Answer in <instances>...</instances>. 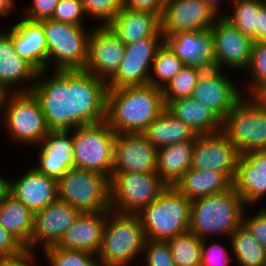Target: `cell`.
Instances as JSON below:
<instances>
[{
	"instance_id": "obj_1",
	"label": "cell",
	"mask_w": 266,
	"mask_h": 266,
	"mask_svg": "<svg viewBox=\"0 0 266 266\" xmlns=\"http://www.w3.org/2000/svg\"><path fill=\"white\" fill-rule=\"evenodd\" d=\"M44 72L46 70L38 72V83L35 81L32 86L13 92L31 91L34 94L49 130L70 131L79 126L106 121V81L86 70H54L51 78L42 80Z\"/></svg>"
},
{
	"instance_id": "obj_2",
	"label": "cell",
	"mask_w": 266,
	"mask_h": 266,
	"mask_svg": "<svg viewBox=\"0 0 266 266\" xmlns=\"http://www.w3.org/2000/svg\"><path fill=\"white\" fill-rule=\"evenodd\" d=\"M165 109L162 89L150 84L107 92L106 122L115 133H143Z\"/></svg>"
},
{
	"instance_id": "obj_3",
	"label": "cell",
	"mask_w": 266,
	"mask_h": 266,
	"mask_svg": "<svg viewBox=\"0 0 266 266\" xmlns=\"http://www.w3.org/2000/svg\"><path fill=\"white\" fill-rule=\"evenodd\" d=\"M246 206L231 187L225 192L208 195L191 202L189 232L200 239L208 234L230 235L243 223Z\"/></svg>"
},
{
	"instance_id": "obj_4",
	"label": "cell",
	"mask_w": 266,
	"mask_h": 266,
	"mask_svg": "<svg viewBox=\"0 0 266 266\" xmlns=\"http://www.w3.org/2000/svg\"><path fill=\"white\" fill-rule=\"evenodd\" d=\"M191 202L174 186H168L138 213L145 238L167 241L189 232Z\"/></svg>"
},
{
	"instance_id": "obj_5",
	"label": "cell",
	"mask_w": 266,
	"mask_h": 266,
	"mask_svg": "<svg viewBox=\"0 0 266 266\" xmlns=\"http://www.w3.org/2000/svg\"><path fill=\"white\" fill-rule=\"evenodd\" d=\"M145 235L138 214L109 210L97 253L101 266H125L144 250Z\"/></svg>"
},
{
	"instance_id": "obj_6",
	"label": "cell",
	"mask_w": 266,
	"mask_h": 266,
	"mask_svg": "<svg viewBox=\"0 0 266 266\" xmlns=\"http://www.w3.org/2000/svg\"><path fill=\"white\" fill-rule=\"evenodd\" d=\"M73 132L74 168L112 177L116 133L106 121L79 126Z\"/></svg>"
},
{
	"instance_id": "obj_7",
	"label": "cell",
	"mask_w": 266,
	"mask_h": 266,
	"mask_svg": "<svg viewBox=\"0 0 266 266\" xmlns=\"http://www.w3.org/2000/svg\"><path fill=\"white\" fill-rule=\"evenodd\" d=\"M248 97H243L222 120L221 131L239 155L266 151V111Z\"/></svg>"
},
{
	"instance_id": "obj_8",
	"label": "cell",
	"mask_w": 266,
	"mask_h": 266,
	"mask_svg": "<svg viewBox=\"0 0 266 266\" xmlns=\"http://www.w3.org/2000/svg\"><path fill=\"white\" fill-rule=\"evenodd\" d=\"M40 22L46 37L48 62H54L53 70H84L88 61L90 32L85 33L83 26L53 19Z\"/></svg>"
},
{
	"instance_id": "obj_9",
	"label": "cell",
	"mask_w": 266,
	"mask_h": 266,
	"mask_svg": "<svg viewBox=\"0 0 266 266\" xmlns=\"http://www.w3.org/2000/svg\"><path fill=\"white\" fill-rule=\"evenodd\" d=\"M58 199L84 212L109 211L110 179L89 170L72 168L58 182Z\"/></svg>"
},
{
	"instance_id": "obj_10",
	"label": "cell",
	"mask_w": 266,
	"mask_h": 266,
	"mask_svg": "<svg viewBox=\"0 0 266 266\" xmlns=\"http://www.w3.org/2000/svg\"><path fill=\"white\" fill-rule=\"evenodd\" d=\"M168 187L157 173H112L111 210L138 214Z\"/></svg>"
},
{
	"instance_id": "obj_11",
	"label": "cell",
	"mask_w": 266,
	"mask_h": 266,
	"mask_svg": "<svg viewBox=\"0 0 266 266\" xmlns=\"http://www.w3.org/2000/svg\"><path fill=\"white\" fill-rule=\"evenodd\" d=\"M3 116L8 134L26 145H39L50 131L41 105L31 91L13 92Z\"/></svg>"
},
{
	"instance_id": "obj_12",
	"label": "cell",
	"mask_w": 266,
	"mask_h": 266,
	"mask_svg": "<svg viewBox=\"0 0 266 266\" xmlns=\"http://www.w3.org/2000/svg\"><path fill=\"white\" fill-rule=\"evenodd\" d=\"M211 46V67L223 69H247L252 54L253 39L239 31L223 14L209 30Z\"/></svg>"
},
{
	"instance_id": "obj_13",
	"label": "cell",
	"mask_w": 266,
	"mask_h": 266,
	"mask_svg": "<svg viewBox=\"0 0 266 266\" xmlns=\"http://www.w3.org/2000/svg\"><path fill=\"white\" fill-rule=\"evenodd\" d=\"M218 14L205 0H167L160 17V31L163 38L181 32L209 31Z\"/></svg>"
},
{
	"instance_id": "obj_14",
	"label": "cell",
	"mask_w": 266,
	"mask_h": 266,
	"mask_svg": "<svg viewBox=\"0 0 266 266\" xmlns=\"http://www.w3.org/2000/svg\"><path fill=\"white\" fill-rule=\"evenodd\" d=\"M163 43L162 35H153L125 45L124 58L115 75L107 82L108 89L149 84V66Z\"/></svg>"
},
{
	"instance_id": "obj_15",
	"label": "cell",
	"mask_w": 266,
	"mask_h": 266,
	"mask_svg": "<svg viewBox=\"0 0 266 266\" xmlns=\"http://www.w3.org/2000/svg\"><path fill=\"white\" fill-rule=\"evenodd\" d=\"M157 148L144 133H116L112 173H157Z\"/></svg>"
},
{
	"instance_id": "obj_16",
	"label": "cell",
	"mask_w": 266,
	"mask_h": 266,
	"mask_svg": "<svg viewBox=\"0 0 266 266\" xmlns=\"http://www.w3.org/2000/svg\"><path fill=\"white\" fill-rule=\"evenodd\" d=\"M239 153L222 131L198 135L192 152L191 168L223 172L234 179Z\"/></svg>"
},
{
	"instance_id": "obj_17",
	"label": "cell",
	"mask_w": 266,
	"mask_h": 266,
	"mask_svg": "<svg viewBox=\"0 0 266 266\" xmlns=\"http://www.w3.org/2000/svg\"><path fill=\"white\" fill-rule=\"evenodd\" d=\"M92 30L88 40V61L84 70L108 82L124 58L125 44L108 26L99 25Z\"/></svg>"
},
{
	"instance_id": "obj_18",
	"label": "cell",
	"mask_w": 266,
	"mask_h": 266,
	"mask_svg": "<svg viewBox=\"0 0 266 266\" xmlns=\"http://www.w3.org/2000/svg\"><path fill=\"white\" fill-rule=\"evenodd\" d=\"M221 69L207 68L200 76L191 97L205 104L221 120L243 98L235 83Z\"/></svg>"
},
{
	"instance_id": "obj_19",
	"label": "cell",
	"mask_w": 266,
	"mask_h": 266,
	"mask_svg": "<svg viewBox=\"0 0 266 266\" xmlns=\"http://www.w3.org/2000/svg\"><path fill=\"white\" fill-rule=\"evenodd\" d=\"M80 213L78 209L58 198L37 211L29 250L34 252L33 247L39 243H44L43 246L41 245L43 250L56 246Z\"/></svg>"
},
{
	"instance_id": "obj_20",
	"label": "cell",
	"mask_w": 266,
	"mask_h": 266,
	"mask_svg": "<svg viewBox=\"0 0 266 266\" xmlns=\"http://www.w3.org/2000/svg\"><path fill=\"white\" fill-rule=\"evenodd\" d=\"M69 132L50 130L39 143L42 146L38 153V165H34V168L57 182L74 168L73 133L70 136Z\"/></svg>"
},
{
	"instance_id": "obj_21",
	"label": "cell",
	"mask_w": 266,
	"mask_h": 266,
	"mask_svg": "<svg viewBox=\"0 0 266 266\" xmlns=\"http://www.w3.org/2000/svg\"><path fill=\"white\" fill-rule=\"evenodd\" d=\"M232 187L244 204H255L266 196V151L239 155Z\"/></svg>"
},
{
	"instance_id": "obj_22",
	"label": "cell",
	"mask_w": 266,
	"mask_h": 266,
	"mask_svg": "<svg viewBox=\"0 0 266 266\" xmlns=\"http://www.w3.org/2000/svg\"><path fill=\"white\" fill-rule=\"evenodd\" d=\"M7 33L12 37L15 51L21 58L30 63L38 72L49 69L47 42L40 21L23 17Z\"/></svg>"
},
{
	"instance_id": "obj_23",
	"label": "cell",
	"mask_w": 266,
	"mask_h": 266,
	"mask_svg": "<svg viewBox=\"0 0 266 266\" xmlns=\"http://www.w3.org/2000/svg\"><path fill=\"white\" fill-rule=\"evenodd\" d=\"M108 211L80 213L65 231L56 247L67 250L99 252Z\"/></svg>"
},
{
	"instance_id": "obj_24",
	"label": "cell",
	"mask_w": 266,
	"mask_h": 266,
	"mask_svg": "<svg viewBox=\"0 0 266 266\" xmlns=\"http://www.w3.org/2000/svg\"><path fill=\"white\" fill-rule=\"evenodd\" d=\"M10 194L36 213L58 198L57 181L32 167L22 178L10 181Z\"/></svg>"
},
{
	"instance_id": "obj_25",
	"label": "cell",
	"mask_w": 266,
	"mask_h": 266,
	"mask_svg": "<svg viewBox=\"0 0 266 266\" xmlns=\"http://www.w3.org/2000/svg\"><path fill=\"white\" fill-rule=\"evenodd\" d=\"M107 26L125 45L153 35H162L159 16L123 7Z\"/></svg>"
},
{
	"instance_id": "obj_26",
	"label": "cell",
	"mask_w": 266,
	"mask_h": 266,
	"mask_svg": "<svg viewBox=\"0 0 266 266\" xmlns=\"http://www.w3.org/2000/svg\"><path fill=\"white\" fill-rule=\"evenodd\" d=\"M166 109L197 135L211 134L222 129V120L205 104L192 97L171 101Z\"/></svg>"
},
{
	"instance_id": "obj_27",
	"label": "cell",
	"mask_w": 266,
	"mask_h": 266,
	"mask_svg": "<svg viewBox=\"0 0 266 266\" xmlns=\"http://www.w3.org/2000/svg\"><path fill=\"white\" fill-rule=\"evenodd\" d=\"M164 43L185 64L211 67L209 31H191L164 38Z\"/></svg>"
},
{
	"instance_id": "obj_28",
	"label": "cell",
	"mask_w": 266,
	"mask_h": 266,
	"mask_svg": "<svg viewBox=\"0 0 266 266\" xmlns=\"http://www.w3.org/2000/svg\"><path fill=\"white\" fill-rule=\"evenodd\" d=\"M174 187L190 201H193L227 191L232 187V181L223 172L190 168Z\"/></svg>"
},
{
	"instance_id": "obj_29",
	"label": "cell",
	"mask_w": 266,
	"mask_h": 266,
	"mask_svg": "<svg viewBox=\"0 0 266 266\" xmlns=\"http://www.w3.org/2000/svg\"><path fill=\"white\" fill-rule=\"evenodd\" d=\"M35 213L9 194L0 205V226L25 249H29Z\"/></svg>"
},
{
	"instance_id": "obj_30",
	"label": "cell",
	"mask_w": 266,
	"mask_h": 266,
	"mask_svg": "<svg viewBox=\"0 0 266 266\" xmlns=\"http://www.w3.org/2000/svg\"><path fill=\"white\" fill-rule=\"evenodd\" d=\"M194 143L184 141L157 149V174L168 186H174L191 168Z\"/></svg>"
},
{
	"instance_id": "obj_31",
	"label": "cell",
	"mask_w": 266,
	"mask_h": 266,
	"mask_svg": "<svg viewBox=\"0 0 266 266\" xmlns=\"http://www.w3.org/2000/svg\"><path fill=\"white\" fill-rule=\"evenodd\" d=\"M38 71L15 51L12 37L0 32V84L11 88L19 81L37 79Z\"/></svg>"
},
{
	"instance_id": "obj_32",
	"label": "cell",
	"mask_w": 266,
	"mask_h": 266,
	"mask_svg": "<svg viewBox=\"0 0 266 266\" xmlns=\"http://www.w3.org/2000/svg\"><path fill=\"white\" fill-rule=\"evenodd\" d=\"M157 149L184 141H195L197 134L165 109L143 132Z\"/></svg>"
},
{
	"instance_id": "obj_33",
	"label": "cell",
	"mask_w": 266,
	"mask_h": 266,
	"mask_svg": "<svg viewBox=\"0 0 266 266\" xmlns=\"http://www.w3.org/2000/svg\"><path fill=\"white\" fill-rule=\"evenodd\" d=\"M229 238L238 266H266V249L243 223Z\"/></svg>"
},
{
	"instance_id": "obj_34",
	"label": "cell",
	"mask_w": 266,
	"mask_h": 266,
	"mask_svg": "<svg viewBox=\"0 0 266 266\" xmlns=\"http://www.w3.org/2000/svg\"><path fill=\"white\" fill-rule=\"evenodd\" d=\"M186 64L163 43L152 62L149 84L163 89ZM153 75V76H152ZM156 76V77H155Z\"/></svg>"
},
{
	"instance_id": "obj_35",
	"label": "cell",
	"mask_w": 266,
	"mask_h": 266,
	"mask_svg": "<svg viewBox=\"0 0 266 266\" xmlns=\"http://www.w3.org/2000/svg\"><path fill=\"white\" fill-rule=\"evenodd\" d=\"M203 240L187 232L167 240L176 266H201Z\"/></svg>"
},
{
	"instance_id": "obj_36",
	"label": "cell",
	"mask_w": 266,
	"mask_h": 266,
	"mask_svg": "<svg viewBox=\"0 0 266 266\" xmlns=\"http://www.w3.org/2000/svg\"><path fill=\"white\" fill-rule=\"evenodd\" d=\"M206 69L202 66L186 64L175 78L162 89L165 106L171 101L191 97L201 74Z\"/></svg>"
},
{
	"instance_id": "obj_37",
	"label": "cell",
	"mask_w": 266,
	"mask_h": 266,
	"mask_svg": "<svg viewBox=\"0 0 266 266\" xmlns=\"http://www.w3.org/2000/svg\"><path fill=\"white\" fill-rule=\"evenodd\" d=\"M233 12L223 14L239 31L257 42V14L265 0H234Z\"/></svg>"
},
{
	"instance_id": "obj_38",
	"label": "cell",
	"mask_w": 266,
	"mask_h": 266,
	"mask_svg": "<svg viewBox=\"0 0 266 266\" xmlns=\"http://www.w3.org/2000/svg\"><path fill=\"white\" fill-rule=\"evenodd\" d=\"M50 266H101L96 254L83 250H67L52 246L43 250ZM95 256V257H94Z\"/></svg>"
},
{
	"instance_id": "obj_39",
	"label": "cell",
	"mask_w": 266,
	"mask_h": 266,
	"mask_svg": "<svg viewBox=\"0 0 266 266\" xmlns=\"http://www.w3.org/2000/svg\"><path fill=\"white\" fill-rule=\"evenodd\" d=\"M252 79L248 89L251 94L258 87H266V42H254L250 64L248 66Z\"/></svg>"
},
{
	"instance_id": "obj_40",
	"label": "cell",
	"mask_w": 266,
	"mask_h": 266,
	"mask_svg": "<svg viewBox=\"0 0 266 266\" xmlns=\"http://www.w3.org/2000/svg\"><path fill=\"white\" fill-rule=\"evenodd\" d=\"M85 15L101 20L107 26L122 9V0H81Z\"/></svg>"
},
{
	"instance_id": "obj_41",
	"label": "cell",
	"mask_w": 266,
	"mask_h": 266,
	"mask_svg": "<svg viewBox=\"0 0 266 266\" xmlns=\"http://www.w3.org/2000/svg\"><path fill=\"white\" fill-rule=\"evenodd\" d=\"M143 251L146 253L145 266H176L167 241L146 239Z\"/></svg>"
},
{
	"instance_id": "obj_42",
	"label": "cell",
	"mask_w": 266,
	"mask_h": 266,
	"mask_svg": "<svg viewBox=\"0 0 266 266\" xmlns=\"http://www.w3.org/2000/svg\"><path fill=\"white\" fill-rule=\"evenodd\" d=\"M85 15L81 0H59L51 19L77 26H83Z\"/></svg>"
},
{
	"instance_id": "obj_43",
	"label": "cell",
	"mask_w": 266,
	"mask_h": 266,
	"mask_svg": "<svg viewBox=\"0 0 266 266\" xmlns=\"http://www.w3.org/2000/svg\"><path fill=\"white\" fill-rule=\"evenodd\" d=\"M206 239L202 242L201 266H229L230 253L221 245H207Z\"/></svg>"
},
{
	"instance_id": "obj_44",
	"label": "cell",
	"mask_w": 266,
	"mask_h": 266,
	"mask_svg": "<svg viewBox=\"0 0 266 266\" xmlns=\"http://www.w3.org/2000/svg\"><path fill=\"white\" fill-rule=\"evenodd\" d=\"M243 224L254 238L266 249V209H261L257 214L251 217L243 215Z\"/></svg>"
},
{
	"instance_id": "obj_45",
	"label": "cell",
	"mask_w": 266,
	"mask_h": 266,
	"mask_svg": "<svg viewBox=\"0 0 266 266\" xmlns=\"http://www.w3.org/2000/svg\"><path fill=\"white\" fill-rule=\"evenodd\" d=\"M31 7L24 15L26 19L41 21L51 19L59 0H32Z\"/></svg>"
},
{
	"instance_id": "obj_46",
	"label": "cell",
	"mask_w": 266,
	"mask_h": 266,
	"mask_svg": "<svg viewBox=\"0 0 266 266\" xmlns=\"http://www.w3.org/2000/svg\"><path fill=\"white\" fill-rule=\"evenodd\" d=\"M167 0H122L123 8L146 11L161 17Z\"/></svg>"
},
{
	"instance_id": "obj_47",
	"label": "cell",
	"mask_w": 266,
	"mask_h": 266,
	"mask_svg": "<svg viewBox=\"0 0 266 266\" xmlns=\"http://www.w3.org/2000/svg\"><path fill=\"white\" fill-rule=\"evenodd\" d=\"M24 249L13 236L0 226V257L14 256Z\"/></svg>"
},
{
	"instance_id": "obj_48",
	"label": "cell",
	"mask_w": 266,
	"mask_h": 266,
	"mask_svg": "<svg viewBox=\"0 0 266 266\" xmlns=\"http://www.w3.org/2000/svg\"><path fill=\"white\" fill-rule=\"evenodd\" d=\"M33 252L24 249L19 254L10 257H0V266H29L34 260Z\"/></svg>"
},
{
	"instance_id": "obj_49",
	"label": "cell",
	"mask_w": 266,
	"mask_h": 266,
	"mask_svg": "<svg viewBox=\"0 0 266 266\" xmlns=\"http://www.w3.org/2000/svg\"><path fill=\"white\" fill-rule=\"evenodd\" d=\"M257 42H266V2L258 9Z\"/></svg>"
},
{
	"instance_id": "obj_50",
	"label": "cell",
	"mask_w": 266,
	"mask_h": 266,
	"mask_svg": "<svg viewBox=\"0 0 266 266\" xmlns=\"http://www.w3.org/2000/svg\"><path fill=\"white\" fill-rule=\"evenodd\" d=\"M249 96L266 111V87H258Z\"/></svg>"
},
{
	"instance_id": "obj_51",
	"label": "cell",
	"mask_w": 266,
	"mask_h": 266,
	"mask_svg": "<svg viewBox=\"0 0 266 266\" xmlns=\"http://www.w3.org/2000/svg\"><path fill=\"white\" fill-rule=\"evenodd\" d=\"M10 194V179H4L0 176V205Z\"/></svg>"
},
{
	"instance_id": "obj_52",
	"label": "cell",
	"mask_w": 266,
	"mask_h": 266,
	"mask_svg": "<svg viewBox=\"0 0 266 266\" xmlns=\"http://www.w3.org/2000/svg\"><path fill=\"white\" fill-rule=\"evenodd\" d=\"M10 89L6 88L4 85L0 84V111L6 108V104L9 96L13 93L8 92Z\"/></svg>"
},
{
	"instance_id": "obj_53",
	"label": "cell",
	"mask_w": 266,
	"mask_h": 266,
	"mask_svg": "<svg viewBox=\"0 0 266 266\" xmlns=\"http://www.w3.org/2000/svg\"><path fill=\"white\" fill-rule=\"evenodd\" d=\"M14 7V0H0V16H6Z\"/></svg>"
},
{
	"instance_id": "obj_54",
	"label": "cell",
	"mask_w": 266,
	"mask_h": 266,
	"mask_svg": "<svg viewBox=\"0 0 266 266\" xmlns=\"http://www.w3.org/2000/svg\"><path fill=\"white\" fill-rule=\"evenodd\" d=\"M205 1H207L216 10L217 13H220L221 8L219 7L220 6V4L218 3L219 0H205Z\"/></svg>"
}]
</instances>
